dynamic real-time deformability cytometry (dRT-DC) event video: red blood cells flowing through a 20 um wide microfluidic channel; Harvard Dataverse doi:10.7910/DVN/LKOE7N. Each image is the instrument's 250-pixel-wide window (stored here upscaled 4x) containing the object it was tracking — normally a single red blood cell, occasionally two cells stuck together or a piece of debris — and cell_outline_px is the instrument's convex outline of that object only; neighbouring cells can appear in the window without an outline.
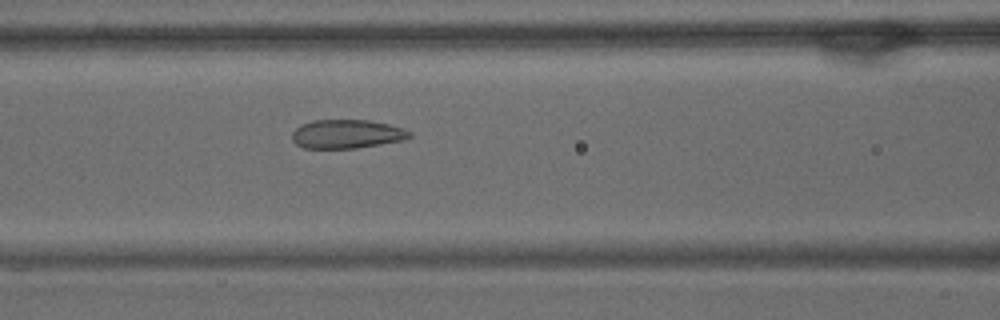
{"species": "common noctule bat (a hibernating species)", "species_latin": "Nyctalus noctula", "temperature_condition": "warm", "stored_images_in_passage": 57, "camera_frame_rate_fps": 3000, "um_per_image_px": 0.085, "animal": {"sex": "male", "body_mass_g": 15.6}, "frame": {"image": 1, "passage_image": 24, "time_ms": 7.667, "image_size_px": [1000, 320], "cell_outline_px": [[412, 136], [404, 140], [356, 148], [304, 148], [296, 144], [292, 140], [292, 132], [300, 124], [312, 120], [368, 120], [388, 124], [404, 128], [412, 132]], "centroid_in_image_um": [29.47, 11.38], "position_along_channel_um": 137.1, "area_um2": 19.83}}
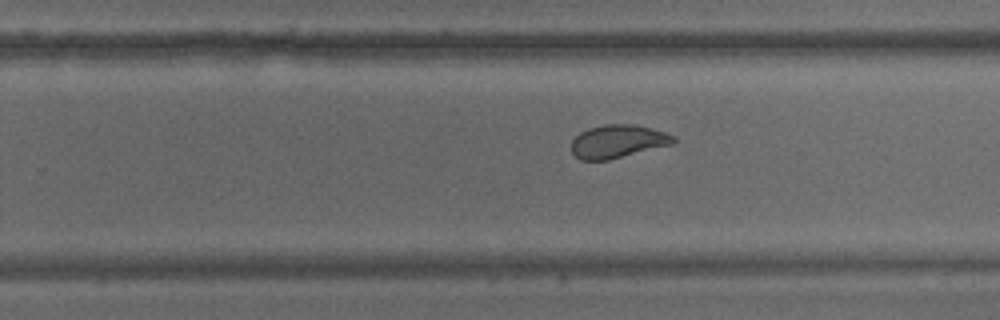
{"frame": {"image": 2, "passage_image": 36, "time_ms": 11.667, "image_size_px": [1000, 320], "cell_outline_px": [[676, 144], [608, 160], [580, 160], [572, 152], [572, 140], [580, 132], [588, 128], [604, 124], [636, 124], [664, 132], [676, 136]], "centroid_in_image_um": [52.55, 12.02], "position_along_channel_um": 277.2, "area_um2": 19.94}}
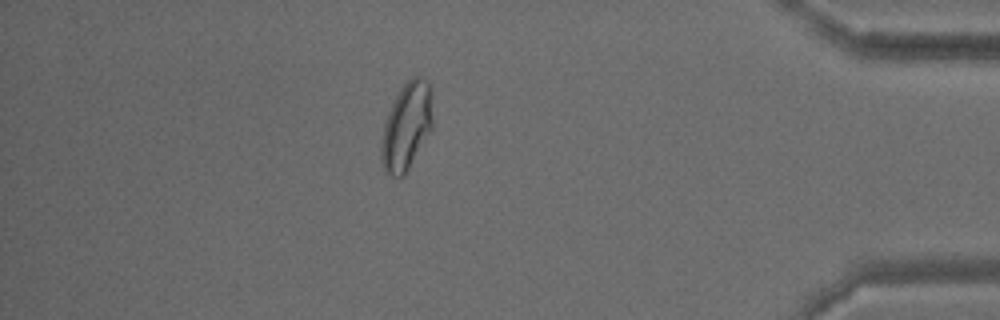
{"frame": {"image": 3, "passage_image": 50, "time_ms": 16.333, "image_size_px": [1000, 320], "cell_outline_px": [[432, 128], [404, 176], [392, 176], [384, 172], [380, 156], [380, 144], [384, 124], [388, 112], [400, 88], [412, 76], [420, 76], [428, 80], [432, 88]], "centroid_in_image_um": [34.56, 10.71], "position_along_channel_um": 400.6, "area_um2": 26.41}, "authors_computed_cell_mechanics": {"area_um2": 23.987, "velocity_mm_per_s": 3.5106, "shape_relaxation_time_tau1_ms": null, "shape_relaxation_time_tau2_ms": 0.9697, "deformation_change_tau1": null, "deformation_change_tau2": 0.062}}